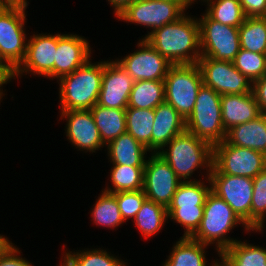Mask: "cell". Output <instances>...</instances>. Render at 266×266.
<instances>
[{
  "label": "cell",
  "mask_w": 266,
  "mask_h": 266,
  "mask_svg": "<svg viewBox=\"0 0 266 266\" xmlns=\"http://www.w3.org/2000/svg\"><path fill=\"white\" fill-rule=\"evenodd\" d=\"M92 214L97 224H105L110 227L117 226L124 221L115 198V193L104 191L98 199Z\"/></svg>",
  "instance_id": "cell-34"
},
{
  "label": "cell",
  "mask_w": 266,
  "mask_h": 266,
  "mask_svg": "<svg viewBox=\"0 0 266 266\" xmlns=\"http://www.w3.org/2000/svg\"><path fill=\"white\" fill-rule=\"evenodd\" d=\"M167 208L146 199L136 214L135 221L145 236L156 233L167 216Z\"/></svg>",
  "instance_id": "cell-31"
},
{
  "label": "cell",
  "mask_w": 266,
  "mask_h": 266,
  "mask_svg": "<svg viewBox=\"0 0 266 266\" xmlns=\"http://www.w3.org/2000/svg\"><path fill=\"white\" fill-rule=\"evenodd\" d=\"M105 62L87 61L71 74L60 78L62 111L90 110L98 103Z\"/></svg>",
  "instance_id": "cell-2"
},
{
  "label": "cell",
  "mask_w": 266,
  "mask_h": 266,
  "mask_svg": "<svg viewBox=\"0 0 266 266\" xmlns=\"http://www.w3.org/2000/svg\"><path fill=\"white\" fill-rule=\"evenodd\" d=\"M221 109L223 127L226 132L262 114L253 92L221 95Z\"/></svg>",
  "instance_id": "cell-17"
},
{
  "label": "cell",
  "mask_w": 266,
  "mask_h": 266,
  "mask_svg": "<svg viewBox=\"0 0 266 266\" xmlns=\"http://www.w3.org/2000/svg\"><path fill=\"white\" fill-rule=\"evenodd\" d=\"M162 1H172V2H192V0H162Z\"/></svg>",
  "instance_id": "cell-47"
},
{
  "label": "cell",
  "mask_w": 266,
  "mask_h": 266,
  "mask_svg": "<svg viewBox=\"0 0 266 266\" xmlns=\"http://www.w3.org/2000/svg\"><path fill=\"white\" fill-rule=\"evenodd\" d=\"M165 102L164 81H135L130 92L128 108L155 109Z\"/></svg>",
  "instance_id": "cell-24"
},
{
  "label": "cell",
  "mask_w": 266,
  "mask_h": 266,
  "mask_svg": "<svg viewBox=\"0 0 266 266\" xmlns=\"http://www.w3.org/2000/svg\"><path fill=\"white\" fill-rule=\"evenodd\" d=\"M25 4H6L0 6V52L4 61L10 64L16 75L20 71L26 56L27 45H24Z\"/></svg>",
  "instance_id": "cell-8"
},
{
  "label": "cell",
  "mask_w": 266,
  "mask_h": 266,
  "mask_svg": "<svg viewBox=\"0 0 266 266\" xmlns=\"http://www.w3.org/2000/svg\"><path fill=\"white\" fill-rule=\"evenodd\" d=\"M264 212H266V168L253 178L251 229L261 230Z\"/></svg>",
  "instance_id": "cell-35"
},
{
  "label": "cell",
  "mask_w": 266,
  "mask_h": 266,
  "mask_svg": "<svg viewBox=\"0 0 266 266\" xmlns=\"http://www.w3.org/2000/svg\"><path fill=\"white\" fill-rule=\"evenodd\" d=\"M113 190H105L109 193L135 191L143 189L144 167L115 165L111 172Z\"/></svg>",
  "instance_id": "cell-30"
},
{
  "label": "cell",
  "mask_w": 266,
  "mask_h": 266,
  "mask_svg": "<svg viewBox=\"0 0 266 266\" xmlns=\"http://www.w3.org/2000/svg\"><path fill=\"white\" fill-rule=\"evenodd\" d=\"M246 17H262L266 0H239Z\"/></svg>",
  "instance_id": "cell-39"
},
{
  "label": "cell",
  "mask_w": 266,
  "mask_h": 266,
  "mask_svg": "<svg viewBox=\"0 0 266 266\" xmlns=\"http://www.w3.org/2000/svg\"><path fill=\"white\" fill-rule=\"evenodd\" d=\"M207 14L221 24L238 28L246 18L239 0H218L212 4Z\"/></svg>",
  "instance_id": "cell-32"
},
{
  "label": "cell",
  "mask_w": 266,
  "mask_h": 266,
  "mask_svg": "<svg viewBox=\"0 0 266 266\" xmlns=\"http://www.w3.org/2000/svg\"><path fill=\"white\" fill-rule=\"evenodd\" d=\"M6 4H9L6 0H0V6H4Z\"/></svg>",
  "instance_id": "cell-48"
},
{
  "label": "cell",
  "mask_w": 266,
  "mask_h": 266,
  "mask_svg": "<svg viewBox=\"0 0 266 266\" xmlns=\"http://www.w3.org/2000/svg\"><path fill=\"white\" fill-rule=\"evenodd\" d=\"M18 252L13 246L7 249L0 256V266H31L27 261L22 258L15 257L14 253ZM13 254V255H12Z\"/></svg>",
  "instance_id": "cell-41"
},
{
  "label": "cell",
  "mask_w": 266,
  "mask_h": 266,
  "mask_svg": "<svg viewBox=\"0 0 266 266\" xmlns=\"http://www.w3.org/2000/svg\"><path fill=\"white\" fill-rule=\"evenodd\" d=\"M266 168V156L250 148L229 144L226 140L213 146V167L209 174L254 178Z\"/></svg>",
  "instance_id": "cell-7"
},
{
  "label": "cell",
  "mask_w": 266,
  "mask_h": 266,
  "mask_svg": "<svg viewBox=\"0 0 266 266\" xmlns=\"http://www.w3.org/2000/svg\"><path fill=\"white\" fill-rule=\"evenodd\" d=\"M154 114L152 150L165 147L175 136L186 131V120L169 103L159 104Z\"/></svg>",
  "instance_id": "cell-19"
},
{
  "label": "cell",
  "mask_w": 266,
  "mask_h": 266,
  "mask_svg": "<svg viewBox=\"0 0 266 266\" xmlns=\"http://www.w3.org/2000/svg\"><path fill=\"white\" fill-rule=\"evenodd\" d=\"M225 140L231 145L250 148L266 156V113L232 127L227 131Z\"/></svg>",
  "instance_id": "cell-21"
},
{
  "label": "cell",
  "mask_w": 266,
  "mask_h": 266,
  "mask_svg": "<svg viewBox=\"0 0 266 266\" xmlns=\"http://www.w3.org/2000/svg\"><path fill=\"white\" fill-rule=\"evenodd\" d=\"M263 18H266V6H265V11H264V14L262 16Z\"/></svg>",
  "instance_id": "cell-49"
},
{
  "label": "cell",
  "mask_w": 266,
  "mask_h": 266,
  "mask_svg": "<svg viewBox=\"0 0 266 266\" xmlns=\"http://www.w3.org/2000/svg\"><path fill=\"white\" fill-rule=\"evenodd\" d=\"M88 43L75 35H57L53 76L63 77L83 66L89 57Z\"/></svg>",
  "instance_id": "cell-16"
},
{
  "label": "cell",
  "mask_w": 266,
  "mask_h": 266,
  "mask_svg": "<svg viewBox=\"0 0 266 266\" xmlns=\"http://www.w3.org/2000/svg\"><path fill=\"white\" fill-rule=\"evenodd\" d=\"M253 93L259 104L260 111L266 113V75L253 82Z\"/></svg>",
  "instance_id": "cell-40"
},
{
  "label": "cell",
  "mask_w": 266,
  "mask_h": 266,
  "mask_svg": "<svg viewBox=\"0 0 266 266\" xmlns=\"http://www.w3.org/2000/svg\"><path fill=\"white\" fill-rule=\"evenodd\" d=\"M211 191L222 198L240 218L245 227L251 229V202L253 179L245 176L209 174Z\"/></svg>",
  "instance_id": "cell-10"
},
{
  "label": "cell",
  "mask_w": 266,
  "mask_h": 266,
  "mask_svg": "<svg viewBox=\"0 0 266 266\" xmlns=\"http://www.w3.org/2000/svg\"><path fill=\"white\" fill-rule=\"evenodd\" d=\"M10 243L7 241V239L0 236V256L11 247Z\"/></svg>",
  "instance_id": "cell-44"
},
{
  "label": "cell",
  "mask_w": 266,
  "mask_h": 266,
  "mask_svg": "<svg viewBox=\"0 0 266 266\" xmlns=\"http://www.w3.org/2000/svg\"><path fill=\"white\" fill-rule=\"evenodd\" d=\"M115 6L116 15L120 14L133 0H109Z\"/></svg>",
  "instance_id": "cell-43"
},
{
  "label": "cell",
  "mask_w": 266,
  "mask_h": 266,
  "mask_svg": "<svg viewBox=\"0 0 266 266\" xmlns=\"http://www.w3.org/2000/svg\"><path fill=\"white\" fill-rule=\"evenodd\" d=\"M4 57L2 56L1 52H0V67H12L10 64H2V61Z\"/></svg>",
  "instance_id": "cell-46"
},
{
  "label": "cell",
  "mask_w": 266,
  "mask_h": 266,
  "mask_svg": "<svg viewBox=\"0 0 266 266\" xmlns=\"http://www.w3.org/2000/svg\"><path fill=\"white\" fill-rule=\"evenodd\" d=\"M26 48V56L22 62L27 69L46 76H53L57 35L34 36Z\"/></svg>",
  "instance_id": "cell-20"
},
{
  "label": "cell",
  "mask_w": 266,
  "mask_h": 266,
  "mask_svg": "<svg viewBox=\"0 0 266 266\" xmlns=\"http://www.w3.org/2000/svg\"><path fill=\"white\" fill-rule=\"evenodd\" d=\"M190 2H172L162 0H133L118 18L144 24L154 29L162 28L168 23L175 22L183 15V9Z\"/></svg>",
  "instance_id": "cell-12"
},
{
  "label": "cell",
  "mask_w": 266,
  "mask_h": 266,
  "mask_svg": "<svg viewBox=\"0 0 266 266\" xmlns=\"http://www.w3.org/2000/svg\"><path fill=\"white\" fill-rule=\"evenodd\" d=\"M154 118V109H126V132L151 150Z\"/></svg>",
  "instance_id": "cell-25"
},
{
  "label": "cell",
  "mask_w": 266,
  "mask_h": 266,
  "mask_svg": "<svg viewBox=\"0 0 266 266\" xmlns=\"http://www.w3.org/2000/svg\"><path fill=\"white\" fill-rule=\"evenodd\" d=\"M238 222L243 224V221L238 218L232 208L222 198L210 191L204 204L200 225L191 238L202 244H208L221 238L217 241L218 252H222L236 242L235 240L222 239V237Z\"/></svg>",
  "instance_id": "cell-6"
},
{
  "label": "cell",
  "mask_w": 266,
  "mask_h": 266,
  "mask_svg": "<svg viewBox=\"0 0 266 266\" xmlns=\"http://www.w3.org/2000/svg\"><path fill=\"white\" fill-rule=\"evenodd\" d=\"M186 131L212 146L225 140L219 93L204 84L200 87L194 109L186 119Z\"/></svg>",
  "instance_id": "cell-3"
},
{
  "label": "cell",
  "mask_w": 266,
  "mask_h": 266,
  "mask_svg": "<svg viewBox=\"0 0 266 266\" xmlns=\"http://www.w3.org/2000/svg\"><path fill=\"white\" fill-rule=\"evenodd\" d=\"M139 46L145 48L128 55L118 63L130 74L134 82L139 80L164 81L172 64L155 50L146 39L140 42Z\"/></svg>",
  "instance_id": "cell-14"
},
{
  "label": "cell",
  "mask_w": 266,
  "mask_h": 266,
  "mask_svg": "<svg viewBox=\"0 0 266 266\" xmlns=\"http://www.w3.org/2000/svg\"><path fill=\"white\" fill-rule=\"evenodd\" d=\"M240 48L266 54V18L246 17L239 27Z\"/></svg>",
  "instance_id": "cell-26"
},
{
  "label": "cell",
  "mask_w": 266,
  "mask_h": 266,
  "mask_svg": "<svg viewBox=\"0 0 266 266\" xmlns=\"http://www.w3.org/2000/svg\"><path fill=\"white\" fill-rule=\"evenodd\" d=\"M202 82L220 95L253 92L249 78L243 75L231 61L214 60L201 56L197 62Z\"/></svg>",
  "instance_id": "cell-11"
},
{
  "label": "cell",
  "mask_w": 266,
  "mask_h": 266,
  "mask_svg": "<svg viewBox=\"0 0 266 266\" xmlns=\"http://www.w3.org/2000/svg\"><path fill=\"white\" fill-rule=\"evenodd\" d=\"M110 157L115 165L145 167V146L125 132L109 142Z\"/></svg>",
  "instance_id": "cell-22"
},
{
  "label": "cell",
  "mask_w": 266,
  "mask_h": 266,
  "mask_svg": "<svg viewBox=\"0 0 266 266\" xmlns=\"http://www.w3.org/2000/svg\"><path fill=\"white\" fill-rule=\"evenodd\" d=\"M223 266H266V250L235 242L220 252Z\"/></svg>",
  "instance_id": "cell-27"
},
{
  "label": "cell",
  "mask_w": 266,
  "mask_h": 266,
  "mask_svg": "<svg viewBox=\"0 0 266 266\" xmlns=\"http://www.w3.org/2000/svg\"><path fill=\"white\" fill-rule=\"evenodd\" d=\"M65 262L69 266H124L120 261L110 257L107 252L102 251H88L81 254L66 255Z\"/></svg>",
  "instance_id": "cell-36"
},
{
  "label": "cell",
  "mask_w": 266,
  "mask_h": 266,
  "mask_svg": "<svg viewBox=\"0 0 266 266\" xmlns=\"http://www.w3.org/2000/svg\"><path fill=\"white\" fill-rule=\"evenodd\" d=\"M9 4H25L27 5V2L25 0H6Z\"/></svg>",
  "instance_id": "cell-45"
},
{
  "label": "cell",
  "mask_w": 266,
  "mask_h": 266,
  "mask_svg": "<svg viewBox=\"0 0 266 266\" xmlns=\"http://www.w3.org/2000/svg\"><path fill=\"white\" fill-rule=\"evenodd\" d=\"M203 210L204 207L167 208V214L187 228L183 237H191L200 225Z\"/></svg>",
  "instance_id": "cell-37"
},
{
  "label": "cell",
  "mask_w": 266,
  "mask_h": 266,
  "mask_svg": "<svg viewBox=\"0 0 266 266\" xmlns=\"http://www.w3.org/2000/svg\"><path fill=\"white\" fill-rule=\"evenodd\" d=\"M133 83L130 74L118 62H105L97 104L111 109H127Z\"/></svg>",
  "instance_id": "cell-15"
},
{
  "label": "cell",
  "mask_w": 266,
  "mask_h": 266,
  "mask_svg": "<svg viewBox=\"0 0 266 266\" xmlns=\"http://www.w3.org/2000/svg\"><path fill=\"white\" fill-rule=\"evenodd\" d=\"M62 114L68 116L67 136L75 145L90 151L103 145L91 110H69Z\"/></svg>",
  "instance_id": "cell-18"
},
{
  "label": "cell",
  "mask_w": 266,
  "mask_h": 266,
  "mask_svg": "<svg viewBox=\"0 0 266 266\" xmlns=\"http://www.w3.org/2000/svg\"><path fill=\"white\" fill-rule=\"evenodd\" d=\"M145 39L171 64H196L201 57L199 51L193 52L195 56L187 55V51L200 47L199 23L191 18L182 16L153 30Z\"/></svg>",
  "instance_id": "cell-1"
},
{
  "label": "cell",
  "mask_w": 266,
  "mask_h": 266,
  "mask_svg": "<svg viewBox=\"0 0 266 266\" xmlns=\"http://www.w3.org/2000/svg\"><path fill=\"white\" fill-rule=\"evenodd\" d=\"M90 110L103 143L106 140L109 143L126 132V109H111L96 104Z\"/></svg>",
  "instance_id": "cell-23"
},
{
  "label": "cell",
  "mask_w": 266,
  "mask_h": 266,
  "mask_svg": "<svg viewBox=\"0 0 266 266\" xmlns=\"http://www.w3.org/2000/svg\"><path fill=\"white\" fill-rule=\"evenodd\" d=\"M210 191L200 181H181L168 208L204 207Z\"/></svg>",
  "instance_id": "cell-29"
},
{
  "label": "cell",
  "mask_w": 266,
  "mask_h": 266,
  "mask_svg": "<svg viewBox=\"0 0 266 266\" xmlns=\"http://www.w3.org/2000/svg\"><path fill=\"white\" fill-rule=\"evenodd\" d=\"M199 27L200 45L206 51L201 56L232 62L240 50L239 28L221 24L208 14L202 18Z\"/></svg>",
  "instance_id": "cell-9"
},
{
  "label": "cell",
  "mask_w": 266,
  "mask_h": 266,
  "mask_svg": "<svg viewBox=\"0 0 266 266\" xmlns=\"http://www.w3.org/2000/svg\"><path fill=\"white\" fill-rule=\"evenodd\" d=\"M15 74L16 70L13 67H0V86L6 83Z\"/></svg>",
  "instance_id": "cell-42"
},
{
  "label": "cell",
  "mask_w": 266,
  "mask_h": 266,
  "mask_svg": "<svg viewBox=\"0 0 266 266\" xmlns=\"http://www.w3.org/2000/svg\"><path fill=\"white\" fill-rule=\"evenodd\" d=\"M115 198L123 220L127 217H136L142 204L147 199L143 189L135 191H124L115 193Z\"/></svg>",
  "instance_id": "cell-38"
},
{
  "label": "cell",
  "mask_w": 266,
  "mask_h": 266,
  "mask_svg": "<svg viewBox=\"0 0 266 266\" xmlns=\"http://www.w3.org/2000/svg\"><path fill=\"white\" fill-rule=\"evenodd\" d=\"M168 144H170L169 153L158 152V154L170 165L179 179L182 177L187 179L193 169L203 165L205 159L212 169L213 146L194 134L185 131L175 136Z\"/></svg>",
  "instance_id": "cell-5"
},
{
  "label": "cell",
  "mask_w": 266,
  "mask_h": 266,
  "mask_svg": "<svg viewBox=\"0 0 266 266\" xmlns=\"http://www.w3.org/2000/svg\"><path fill=\"white\" fill-rule=\"evenodd\" d=\"M203 246L205 244L191 237H184L178 241L164 266H205Z\"/></svg>",
  "instance_id": "cell-28"
},
{
  "label": "cell",
  "mask_w": 266,
  "mask_h": 266,
  "mask_svg": "<svg viewBox=\"0 0 266 266\" xmlns=\"http://www.w3.org/2000/svg\"><path fill=\"white\" fill-rule=\"evenodd\" d=\"M165 102L169 103L185 120L194 109L196 97L203 85L196 64H172L164 79Z\"/></svg>",
  "instance_id": "cell-4"
},
{
  "label": "cell",
  "mask_w": 266,
  "mask_h": 266,
  "mask_svg": "<svg viewBox=\"0 0 266 266\" xmlns=\"http://www.w3.org/2000/svg\"><path fill=\"white\" fill-rule=\"evenodd\" d=\"M232 63L252 82L266 75V54L253 53L240 48Z\"/></svg>",
  "instance_id": "cell-33"
},
{
  "label": "cell",
  "mask_w": 266,
  "mask_h": 266,
  "mask_svg": "<svg viewBox=\"0 0 266 266\" xmlns=\"http://www.w3.org/2000/svg\"><path fill=\"white\" fill-rule=\"evenodd\" d=\"M178 180L175 171L157 152L144 167V194L148 200L168 208L181 183Z\"/></svg>",
  "instance_id": "cell-13"
}]
</instances>
